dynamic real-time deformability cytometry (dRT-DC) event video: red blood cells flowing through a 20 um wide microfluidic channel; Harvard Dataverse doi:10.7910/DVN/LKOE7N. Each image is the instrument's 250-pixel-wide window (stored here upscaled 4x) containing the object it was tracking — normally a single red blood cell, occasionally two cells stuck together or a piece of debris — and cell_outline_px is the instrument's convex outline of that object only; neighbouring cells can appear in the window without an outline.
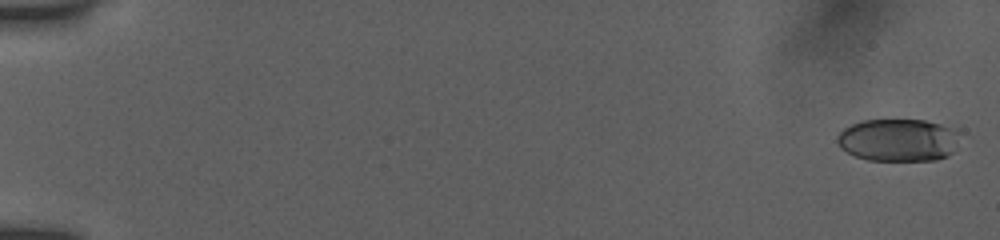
{"species": "human", "species_latin": "Homo sapiens", "temperature_condition": "room temperature", "stored_images_in_passage": 55, "camera_frame_rate_fps": 3000, "um_per_image_px": 0.085, "donor": {"sex": "female"}, "frame": {"image": 1, "passage_image": 2, "time_ms": 0.333, "image_size_px": [1000, 240], "cell_outline_px": [[952, 152], [948, 156], [936, 160], [868, 160], [856, 156], [840, 148], [836, 140], [836, 136], [844, 128], [852, 124], [864, 120], [924, 120], [940, 124], [948, 128]], "centroid_in_image_um": [76.16, 11.91], "position_along_channel_um": 8.8, "area_um2": 29.25}}
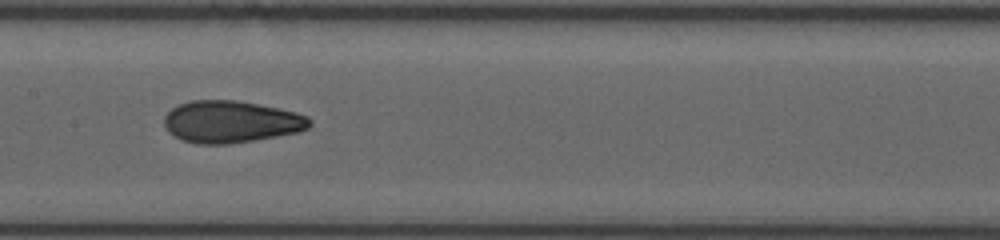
{"frame": {"image": 2, "passage_image": 30, "time_ms": 9.667, "image_size_px": [1000, 240], "cell_outline_px": [[312, 124], [308, 128], [296, 132], [276, 136], [228, 144], [196, 144], [180, 140], [168, 132], [164, 124], [164, 116], [172, 108], [180, 104], [192, 100], [236, 100], [280, 108], [296, 112], [308, 116], [312, 120]], "centroid_in_image_um": [19.62, 10.35], "position_along_channel_um": 187.8, "area_um2": 35.72}}
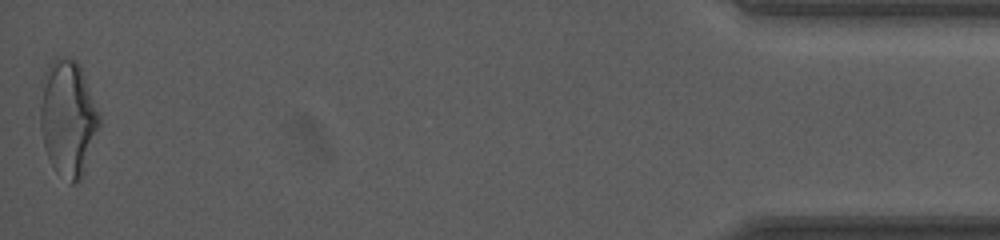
{"frame": {"image": 3, "passage_image": 55, "time_ms": 18.0, "image_size_px": [1000, 240], "cell_outline_px": [[100, 128], [84, 172], [80, 180], [72, 184], [56, 172], [44, 148], [40, 128], [40, 80], [48, 64], [56, 56], [72, 56], [80, 64], [100, 112]], "centroid_in_image_um": [5.77, 9.97], "position_along_channel_um": 429.4, "area_um2": 41.1}, "authors_computed_cell_mechanics": {"area_um2": 34.0442, "velocity_mm_per_s": 3.8927, "shape_relaxation_time_tau1_ms": 7.8495, "shape_relaxation_time_tau2_ms": 1.5315, "deformation_change_tau1": 0.2064, "deformation_change_tau2": 0.0786}}